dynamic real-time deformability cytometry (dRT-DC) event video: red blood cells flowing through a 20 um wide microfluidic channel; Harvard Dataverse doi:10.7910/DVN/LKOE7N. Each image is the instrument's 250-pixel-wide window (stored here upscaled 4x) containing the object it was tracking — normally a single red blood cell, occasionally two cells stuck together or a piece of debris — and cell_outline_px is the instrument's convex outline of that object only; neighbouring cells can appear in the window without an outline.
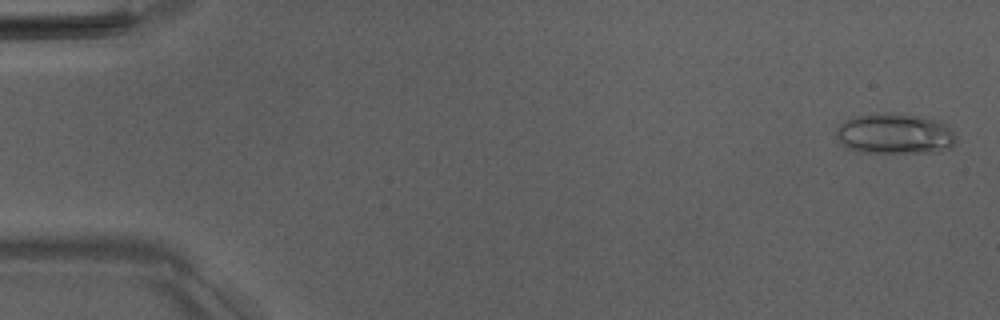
{"species": "Egyptian fruit bat (a non-hibernating species)", "species_latin": "Rousettus aegyptiacus", "temperature_condition": "room temperature", "stored_images_in_passage": 53, "camera_frame_rate_fps": 3000, "um_per_image_px": 0.085, "animal": {"sex": "male"}, "frame": {"image": 1, "passage_image": 2, "time_ms": 0.333, "image_size_px": [1000, 320], "cell_outline_px": [[956, 140], [952, 148], [940, 152], [860, 152], [848, 148], [836, 136], [836, 128], [840, 124], [856, 116], [880, 112], [892, 112], [924, 116], [948, 124], [956, 136]], "centroid_in_image_um": [76.13, 11.35], "position_along_channel_um": 8.9, "area_um2": 28.67}}
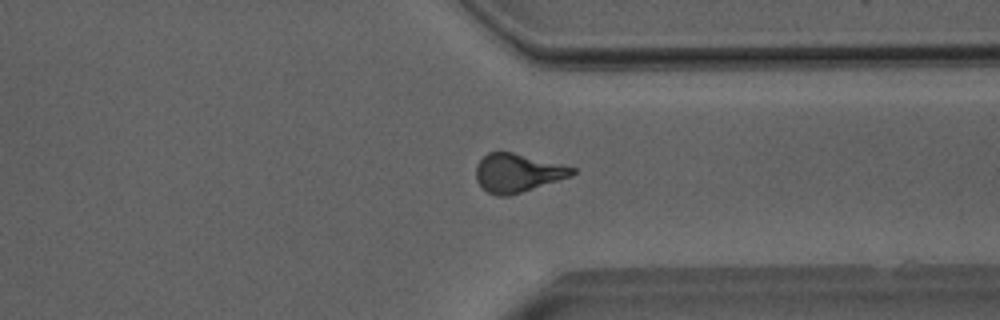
{"frame": {"image": 2, "passage_image": 40, "time_ms": 13.0, "image_size_px": [1000, 320], "cell_outline_px": [[576, 172], [572, 176], [512, 196], [496, 196], [488, 192], [476, 180], [476, 164], [488, 152], [512, 152], [564, 164], [576, 168]], "centroid_in_image_um": [44.02, 14.7], "position_along_channel_um": 367.4, "area_um2": 21.85}}
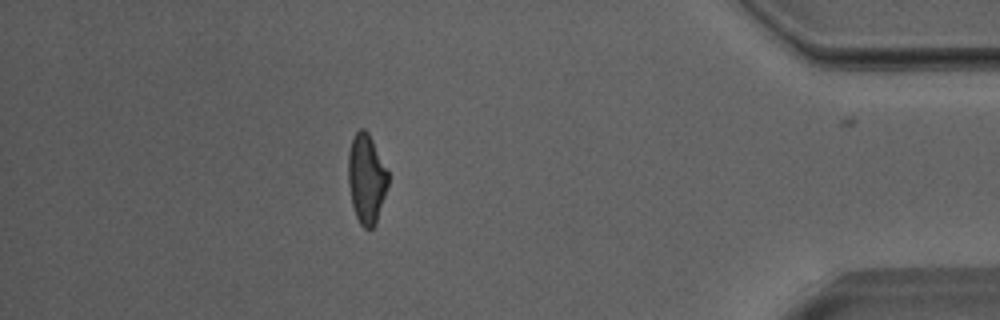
{"frame": {"image": 3, "passage_image": 46, "time_ms": 15.0, "image_size_px": [1000, 320], "cell_outline_px": [[388, 184], [376, 224], [372, 228], [364, 228], [360, 224], [356, 216], [352, 204], [348, 184], [348, 152], [352, 140], [356, 132], [360, 128], [364, 128], [368, 132], [388, 172]], "centroid_in_image_um": [31.13, 15.2], "position_along_channel_um": 404.1, "area_um2": 20.63}, "authors_computed_cell_mechanics": {"area_um2": 21.7328, "velocity_mm_per_s": 4.013, "shape_relaxation_time_tau1_ms": 9.1211, "shape_relaxation_time_tau2_ms": 1.8745, "deformation_change_tau1": 0.2616, "deformation_change_tau2": 0.1011}}